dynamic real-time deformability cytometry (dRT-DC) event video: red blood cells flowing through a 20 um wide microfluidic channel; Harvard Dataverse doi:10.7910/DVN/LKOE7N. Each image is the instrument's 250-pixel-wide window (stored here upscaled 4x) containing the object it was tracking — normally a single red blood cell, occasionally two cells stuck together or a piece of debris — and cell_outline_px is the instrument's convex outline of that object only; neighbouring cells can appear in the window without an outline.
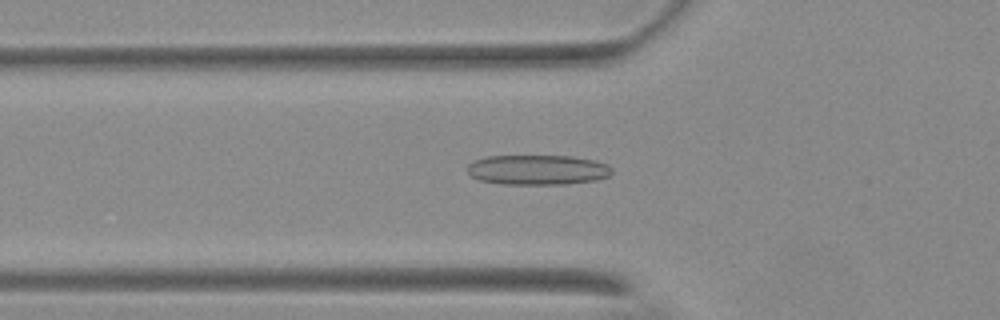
{"species": "Egyptian fruit bat (a non-hibernating species)", "species_latin": "Rousettus aegyptiacus", "temperature_condition": "warm", "stored_images_in_passage": 36, "camera_frame_rate_fps": 3000, "um_per_image_px": 0.085, "animal": {"sex": "female"}, "frame": {"image": 1, "passage_image": 7, "time_ms": 2.0, "image_size_px": [1000, 320], "cell_outline_px": [[612, 172], [608, 176], [596, 180], [568, 184], [504, 184], [480, 180], [472, 176], [468, 172], [468, 164], [476, 160], [488, 156], [572, 156], [596, 160], [608, 164], [612, 168]], "centroid_in_image_um": [45.74, 14.43], "position_along_channel_um": 80.1, "area_um2": 25.26}}
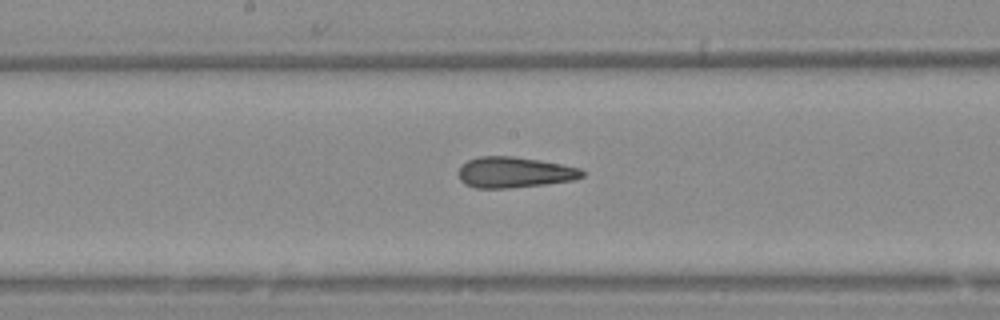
{"frame": {"image": 2, "passage_image": 17, "time_ms": 5.333, "image_size_px": [1000, 320], "cell_outline_px": [[584, 176], [576, 180], [544, 184], [508, 188], [476, 188], [464, 184], [460, 180], [460, 168], [468, 160], [480, 156], [512, 156], [540, 160], [580, 168], [584, 172]], "centroid_in_image_um": [43.75, 14.65], "position_along_channel_um": 204.5, "area_um2": 22.08}}
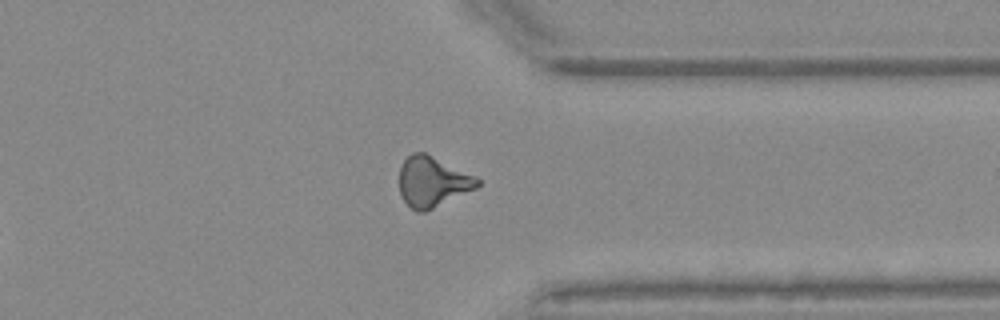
{"frame": {"image": 3, "passage_image": 31, "time_ms": 10.0, "image_size_px": [1000, 320], "cell_outline_px": [[480, 184], [476, 188], [424, 212], [416, 212], [400, 196], [400, 168], [404, 160], [412, 152], [424, 152], [480, 180]], "centroid_in_image_um": [36.71, 15.46], "position_along_channel_um": 374.7, "area_um2": 22.25}, "authors_computed_cell_mechanics": {"area_um2": 22.1952, "velocity_mm_per_s": 3.7115, "shape_relaxation_time_tau1_ms": null, "shape_relaxation_time_tau2_ms": 2.3871, "deformation_change_tau1": null, "deformation_change_tau2": 0.1348}}